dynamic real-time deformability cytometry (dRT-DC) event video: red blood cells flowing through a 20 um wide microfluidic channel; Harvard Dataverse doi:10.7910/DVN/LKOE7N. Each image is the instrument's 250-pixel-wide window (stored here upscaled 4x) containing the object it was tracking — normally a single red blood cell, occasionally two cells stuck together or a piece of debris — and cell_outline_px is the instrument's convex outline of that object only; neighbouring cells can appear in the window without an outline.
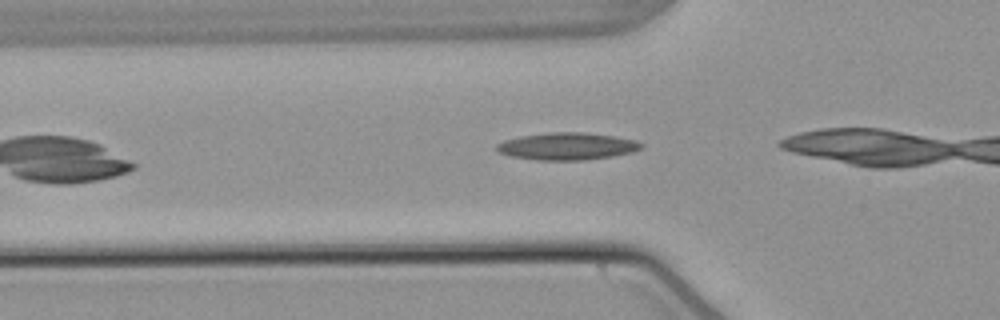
{"species": "common noctule bat (a hibernating species)", "species_latin": "Nyctalus noctula", "temperature_condition": "warm", "stored_images_in_passage": 9, "camera_frame_rate_fps": 3000, "um_per_image_px": 0.085, "animal": {"sex": "male", "body_mass_g": 21.5, "forearm_length_mm": 52.0}, "frame": {"image": 1, "passage_image": 7, "time_ms": 2.0, "image_size_px": [1000, 320], "cell_outline_px": [[644, 148], [632, 152], [612, 156], [584, 160], [540, 160], [512, 156], [500, 152], [496, 148], [496, 144], [504, 140], [520, 136], [552, 132], [584, 132], [612, 136], [636, 140], [644, 144]], "centroid_in_image_um": [48.24, 12.43], "position_along_channel_um": 77.6, "area_um2": 22.83}}